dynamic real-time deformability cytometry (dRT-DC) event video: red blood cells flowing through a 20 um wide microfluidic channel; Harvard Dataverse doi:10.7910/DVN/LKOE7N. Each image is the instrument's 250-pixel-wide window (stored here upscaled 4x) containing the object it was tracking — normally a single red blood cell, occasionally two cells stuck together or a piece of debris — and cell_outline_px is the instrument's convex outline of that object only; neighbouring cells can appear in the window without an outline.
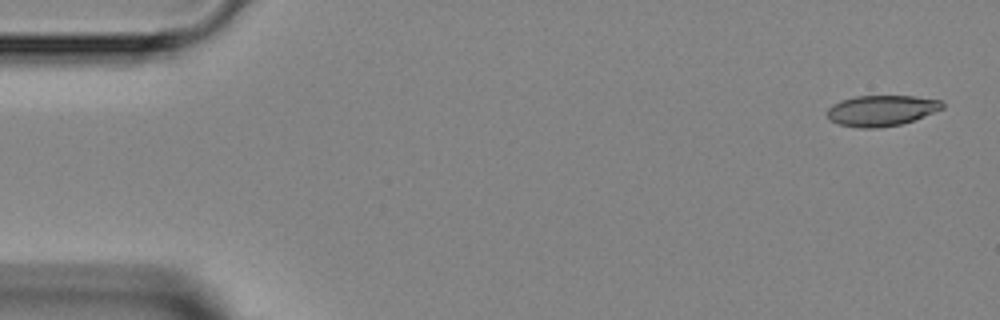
{"species": "Egyptian fruit bat (a non-hibernating species)", "species_latin": "Rousettus aegyptiacus", "temperature_condition": "room temperature", "stored_images_in_passage": 5, "segment_of_instrument_passage": [1, 2], "camera_frame_rate_fps": 3000, "um_per_image_px": 0.085, "animal": {"sex": "female"}, "frame": {"image": 1, "passage_image": 1, "time_ms": 0.0, "image_size_px": [1000, 320], "cell_outline_px": [[944, 108], [912, 120], [900, 124], [876, 128], [864, 128], [840, 124], [832, 120], [824, 112], [832, 104], [840, 100], [856, 96], [916, 96], [940, 100], [944, 104]], "centroid_in_image_um": [74.9, 9.38], "position_along_channel_um": 10.1, "area_um2": 20.46}}